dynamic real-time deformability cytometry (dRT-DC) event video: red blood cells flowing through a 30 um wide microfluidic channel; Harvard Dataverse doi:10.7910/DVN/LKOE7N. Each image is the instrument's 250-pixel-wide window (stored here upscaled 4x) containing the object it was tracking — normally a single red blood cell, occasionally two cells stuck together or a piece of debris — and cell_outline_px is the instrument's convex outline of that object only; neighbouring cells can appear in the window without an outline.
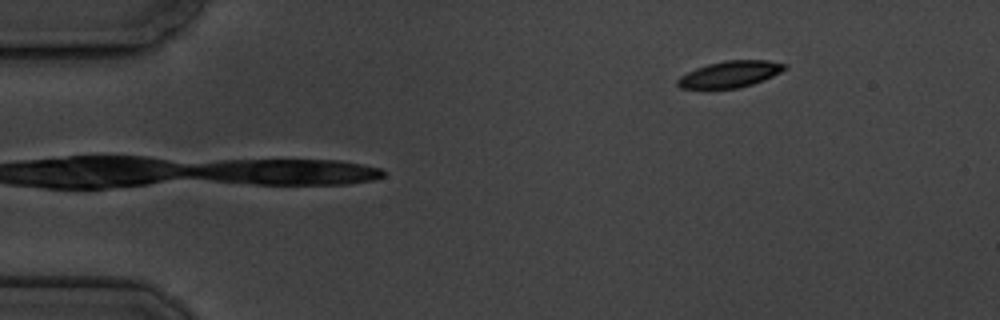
{"species": "common noctule bat (a hibernating species)", "species_latin": "Nyctalus noctula", "temperature_condition": "cold", "stored_images_in_passage": 5, "camera_frame_rate_fps": 3000, "um_per_image_px": 0.085, "animal": {"sex": "male", "body_mass_g": 19.5, "forearm_length_mm": 54.6}, "frame": {"image": 1, "passage_image": 5, "time_ms": 5.333, "image_size_px": [1000, 320], "cell_outline_px": [[788, 68], [764, 80], [752, 84], [736, 88], [680, 88], [676, 84], [676, 80], [680, 76], [696, 68], [708, 64], [724, 60], [768, 60], [788, 64]], "centroid_in_image_um": [62.07, 6.29], "position_along_channel_um": 22.9, "area_um2": 16.47}}